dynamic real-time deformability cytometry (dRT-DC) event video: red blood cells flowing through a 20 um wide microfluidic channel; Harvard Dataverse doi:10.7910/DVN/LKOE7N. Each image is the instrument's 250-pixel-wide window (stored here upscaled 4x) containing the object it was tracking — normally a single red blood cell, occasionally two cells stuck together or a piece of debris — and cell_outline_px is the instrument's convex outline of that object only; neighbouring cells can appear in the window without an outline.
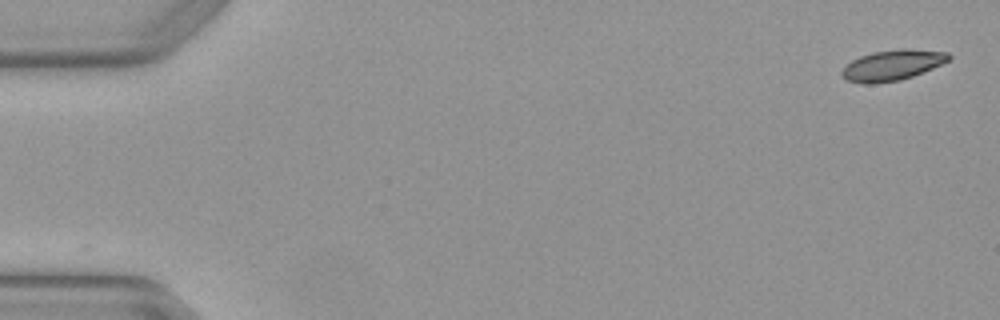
{"species": "Egyptian fruit bat (a non-hibernating species)", "species_latin": "Rousettus aegyptiacus", "temperature_condition": "warm", "stored_images_in_passage": 5, "camera_frame_rate_fps": 3000, "um_per_image_px": 0.085, "animal": {"sex": "female"}, "frame": {"image": 1, "passage_image": 1, "time_ms": 0.0, "image_size_px": [1000, 320], "cell_outline_px": [[952, 56], [948, 60], [932, 68], [912, 76], [900, 80], [872, 84], [864, 84], [844, 80], [840, 76], [840, 72], [852, 60], [860, 56], [872, 52], [904, 48], [908, 48], [948, 52]], "centroid_in_image_um": [75.81, 5.54], "position_along_channel_um": 9.2, "area_um2": 19.07}}
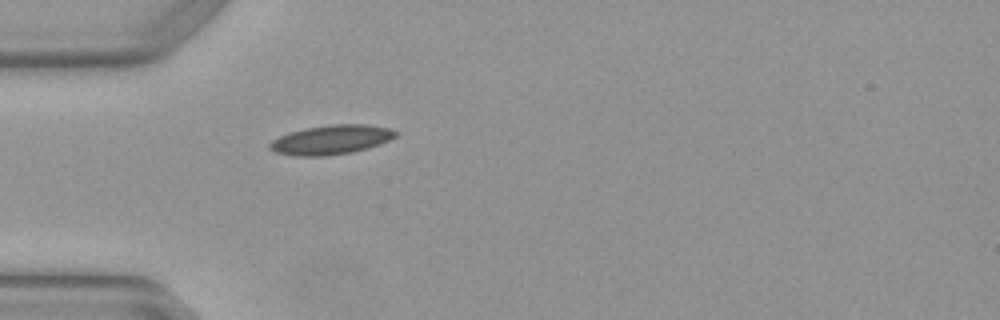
{"frame": {"image": 2, "passage_image": 5, "time_ms": 1.333, "image_size_px": [1000, 320], "cell_outline_px": [[400, 132], [396, 136], [380, 144], [352, 152], [324, 156], [296, 156], [276, 152], [268, 148], [268, 144], [272, 140], [288, 132], [304, 128], [328, 124], [364, 124], [388, 128]], "centroid_in_image_um": [28.12, 11.87], "position_along_channel_um": 56.9, "area_um2": 21.56}}